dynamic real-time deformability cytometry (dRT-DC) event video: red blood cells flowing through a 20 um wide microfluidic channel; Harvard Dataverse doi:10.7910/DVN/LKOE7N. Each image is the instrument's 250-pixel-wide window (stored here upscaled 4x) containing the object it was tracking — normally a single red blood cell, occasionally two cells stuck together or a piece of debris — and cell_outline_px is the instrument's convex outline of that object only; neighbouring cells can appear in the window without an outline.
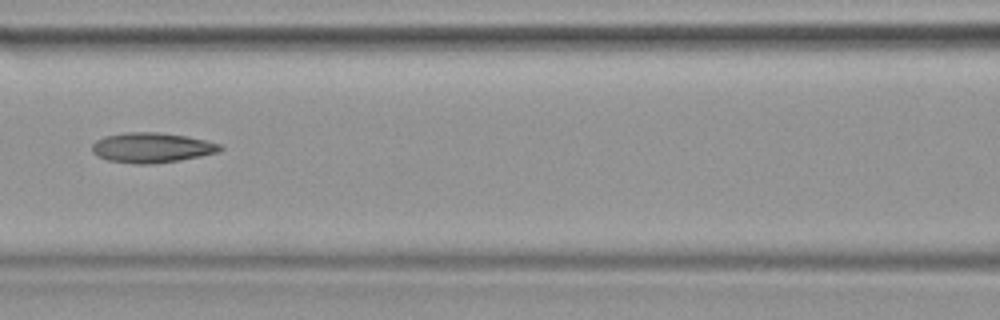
{"species": "common noctule bat (a hibernating species)", "species_latin": "Nyctalus noctula", "temperature_condition": "warm", "stored_images_in_passage": 39, "camera_frame_rate_fps": 3000, "um_per_image_px": 0.085, "animal": {"sex": "female", "body_mass_g": 19.9}, "frame": {"image": 1, "passage_image": 17, "time_ms": 5.333, "image_size_px": [1000, 320], "cell_outline_px": [[224, 148], [220, 152], [180, 160], [152, 164], [136, 164], [108, 160], [96, 156], [92, 152], [92, 144], [96, 140], [104, 136], [124, 132], [160, 132], [188, 136], [220, 144]], "centroid_in_image_um": [12.89, 12.54], "position_along_channel_um": 153.7, "area_um2": 22.6}}